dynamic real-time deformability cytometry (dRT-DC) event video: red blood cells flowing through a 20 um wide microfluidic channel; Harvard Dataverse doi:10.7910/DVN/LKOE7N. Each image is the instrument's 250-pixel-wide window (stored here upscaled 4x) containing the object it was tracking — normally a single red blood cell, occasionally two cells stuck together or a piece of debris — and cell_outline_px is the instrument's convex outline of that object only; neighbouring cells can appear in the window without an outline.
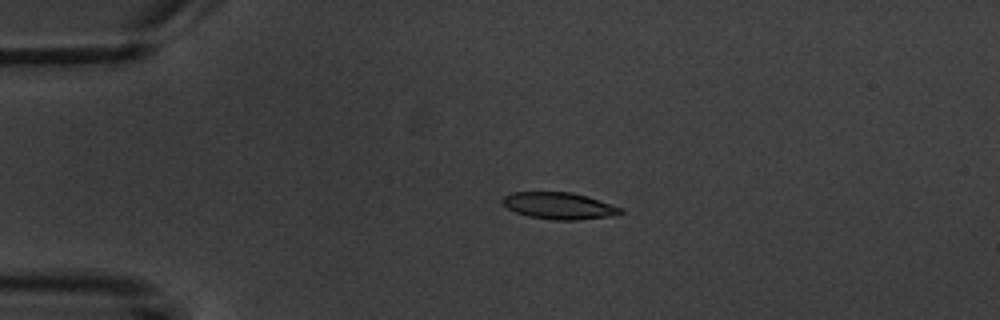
{"species": "common noctule bat (a hibernating species)", "species_latin": "Nyctalus noctula", "temperature_condition": "warm", "stored_images_in_passage": 5, "camera_frame_rate_fps": 3000, "um_per_image_px": 0.085, "animal": {"sex": "male", "body_mass_g": 20.1, "forearm_length_mm": 53.5}, "frame": {"image": 1, "passage_image": 4, "time_ms": 3.667, "image_size_px": [1000, 320], "cell_outline_px": [[624, 212], [608, 216], [576, 220], [552, 220], [528, 216], [516, 212], [500, 204], [500, 200], [504, 196], [512, 192], [572, 192], [624, 208]], "centroid_in_image_um": [47.47, 17.49], "position_along_channel_um": 37.5, "area_um2": 18.38}}